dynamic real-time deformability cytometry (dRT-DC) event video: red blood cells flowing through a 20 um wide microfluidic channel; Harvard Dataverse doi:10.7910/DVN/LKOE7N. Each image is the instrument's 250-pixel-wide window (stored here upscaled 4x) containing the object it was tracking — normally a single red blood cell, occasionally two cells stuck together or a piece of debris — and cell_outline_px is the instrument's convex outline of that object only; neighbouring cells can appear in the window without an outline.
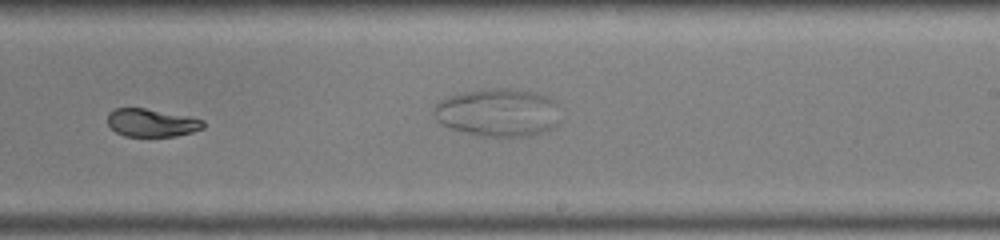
{"species": "common noctule bat (a hibernating species)", "species_latin": "Nyctalus noctula", "temperature_condition": "warm", "stored_images_in_passage": 30, "camera_frame_rate_fps": 3000, "um_per_image_px": 0.085, "animal": {"sex": "male", "body_mass_g": 19.0, "forearm_length_mm": 50.8}, "frame": {"image": 1, "passage_image": 13, "time_ms": 4.0, "image_size_px": [1000, 240], "cell_outline_px": [[204, 128], [192, 132], [176, 136], [124, 136], [116, 132], [108, 124], [108, 112], [116, 108], [144, 108], [188, 116], [204, 120]], "centroid_in_image_um": [12.89, 10.43], "position_along_channel_um": 276.1, "area_um2": 15.55}}